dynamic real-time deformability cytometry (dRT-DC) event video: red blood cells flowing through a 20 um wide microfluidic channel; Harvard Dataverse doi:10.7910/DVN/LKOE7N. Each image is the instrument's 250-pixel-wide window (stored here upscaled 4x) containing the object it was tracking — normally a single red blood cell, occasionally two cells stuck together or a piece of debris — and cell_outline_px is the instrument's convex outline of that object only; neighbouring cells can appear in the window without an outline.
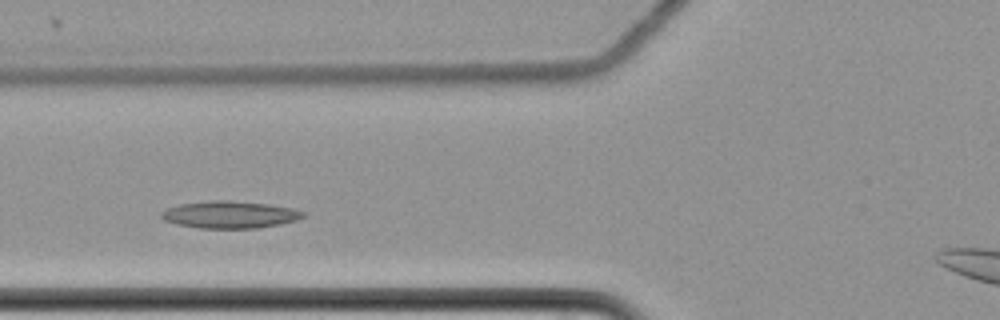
{"species": "common noctule bat (a hibernating species)", "species_latin": "Nyctalus noctula", "temperature_condition": "cold", "stored_images_in_passage": 4, "camera_frame_rate_fps": 3000, "um_per_image_px": 0.085, "animal": {"sex": "female", "body_mass_g": 22.7, "forearm_length_mm": 54.2}, "frame": {"image": 1, "passage_image": 3, "time_ms": 0.667, "image_size_px": [1000, 320], "cell_outline_px": [[308, 212], [304, 216], [296, 220], [280, 224], [256, 228], [200, 228], [176, 224], [164, 220], [160, 216], [160, 212], [164, 208], [180, 204], [212, 200], [228, 200], [268, 204], [292, 208]], "centroid_in_image_um": [19.51, 18.24], "position_along_channel_um": 106.3, "area_um2": 22.54}}
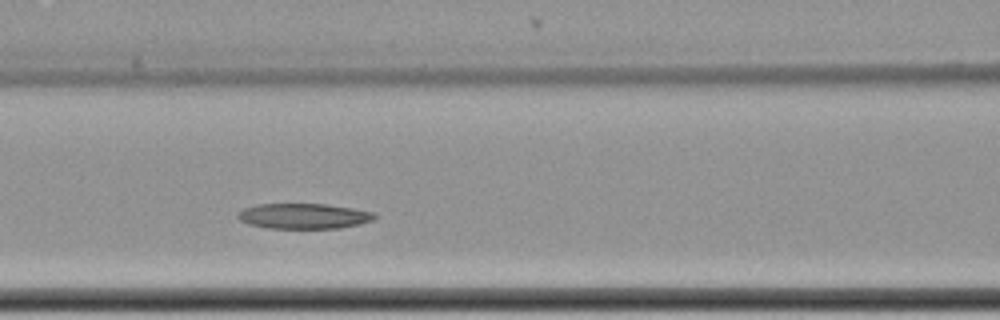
{"frame": {"image": 2, "passage_image": 4, "time_ms": 1.0, "image_size_px": [1000, 320], "cell_outline_px": [[376, 216], [372, 220], [360, 224], [340, 228], [268, 228], [248, 224], [240, 220], [236, 216], [236, 212], [244, 208], [256, 204], [324, 204], [352, 208], [376, 212]], "centroid_in_image_um": [25.79, 18.36], "position_along_channel_um": 140.8, "area_um2": 20.29}}